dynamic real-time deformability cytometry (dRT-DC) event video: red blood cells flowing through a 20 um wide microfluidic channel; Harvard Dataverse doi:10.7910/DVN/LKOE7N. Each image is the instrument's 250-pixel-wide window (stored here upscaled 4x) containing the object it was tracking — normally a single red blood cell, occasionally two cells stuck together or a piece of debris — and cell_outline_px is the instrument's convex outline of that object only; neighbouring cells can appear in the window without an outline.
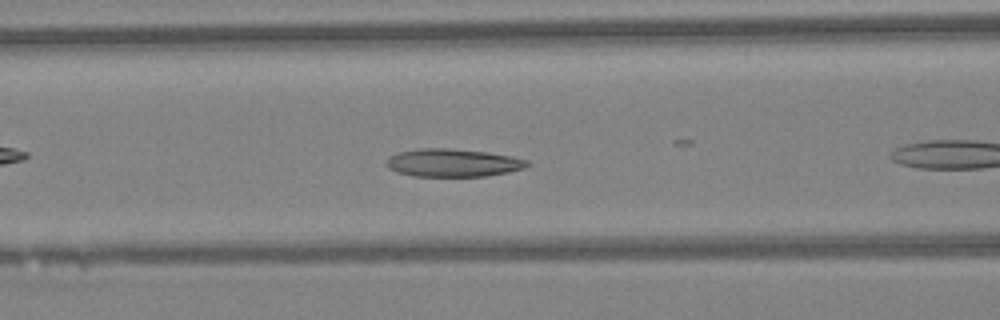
{"species": "Egyptian fruit bat (a non-hibernating species)", "species_latin": "Rousettus aegyptiacus", "temperature_condition": "warm", "stored_images_in_passage": 35, "camera_frame_rate_fps": 3000, "um_per_image_px": 0.085, "animal": {"sex": "female"}, "frame": {"image": 1, "passage_image": 6, "time_ms": 1.667, "image_size_px": [1000, 320], "cell_outline_px": [[532, 164], [524, 168], [508, 172], [484, 176], [412, 176], [396, 172], [388, 168], [384, 164], [388, 156], [396, 152], [420, 148], [448, 148], [488, 152], [512, 156], [528, 160]], "centroid_in_image_um": [38.46, 13.83], "position_along_channel_um": 128.1, "area_um2": 23.24}}
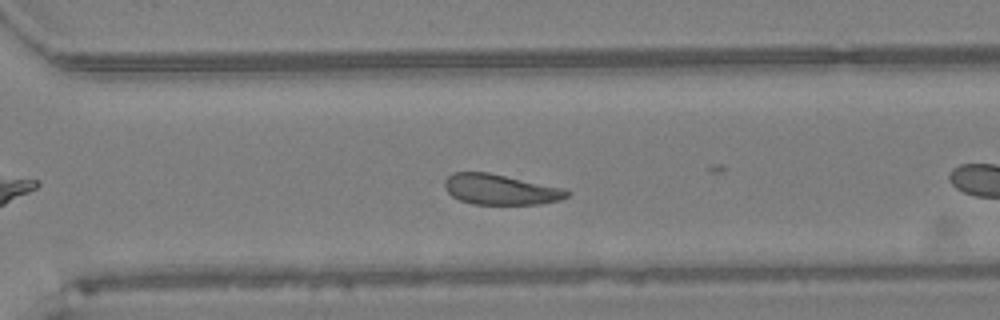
{"frame": {"image": 2, "passage_image": 20, "time_ms": 6.333, "image_size_px": [1000, 320], "cell_outline_px": [[572, 192], [568, 196], [560, 200], [540, 204], [472, 204], [460, 200], [452, 196], [444, 188], [444, 180], [452, 172], [488, 172], [564, 188]], "centroid_in_image_um": [42.53, 16.1], "position_along_channel_um": 328.1, "area_um2": 21.79}}
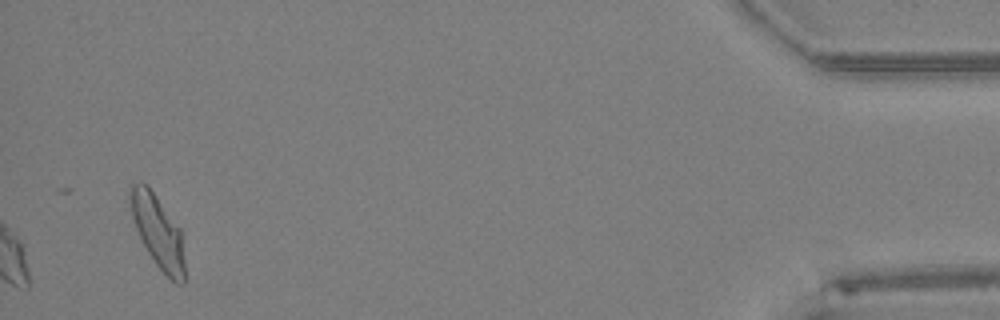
{"frame": {"image": 3, "passage_image": 35, "time_ms": 11.333, "image_size_px": [1000, 320], "cell_outline_px": [[184, 284], [176, 284], [156, 264], [148, 252], [136, 228], [132, 216], [128, 196], [128, 192], [132, 184], [140, 180], [152, 192], [180, 228], [184, 264]], "centroid_in_image_um": [13.4, 19.67], "position_along_channel_um": 421.8, "area_um2": 22.43}, "authors_computed_cell_mechanics": {"area_um2": 22.831, "velocity_mm_per_s": 4.2852, "shape_relaxation_time_tau1_ms": 4.9297, "shape_relaxation_time_tau2_ms": 8.1909, "deformation_change_tau1": 0.0991, "deformation_change_tau2": 0.1465}}